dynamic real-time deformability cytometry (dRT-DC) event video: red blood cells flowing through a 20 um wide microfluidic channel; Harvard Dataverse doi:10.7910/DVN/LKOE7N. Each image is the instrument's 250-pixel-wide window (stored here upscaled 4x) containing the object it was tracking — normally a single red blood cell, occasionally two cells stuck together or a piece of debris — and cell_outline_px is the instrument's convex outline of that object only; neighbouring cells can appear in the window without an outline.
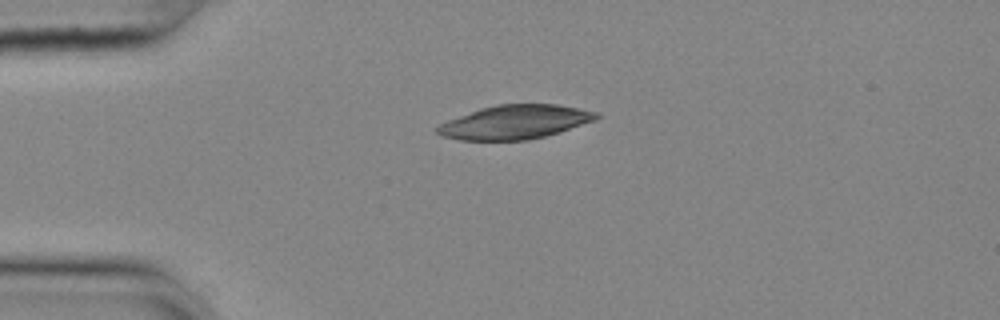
{"species": "common noctule bat (a hibernating species)", "species_latin": "Nyctalus noctula", "temperature_condition": "cold", "stored_images_in_passage": 43, "camera_frame_rate_fps": 3000, "um_per_image_px": 0.085, "animal": {"sex": "female", "body_mass_g": 25.1}, "frame": {"image": 1, "passage_image": 1, "time_ms": 0.0, "image_size_px": [1000, 320], "cell_outline_px": [[600, 116], [596, 120], [560, 132], [528, 140], [460, 140], [444, 136], [436, 132], [436, 128], [440, 124], [448, 120], [480, 108], [496, 104], [556, 104], [580, 108], [596, 112]], "centroid_in_image_um": [43.79, 10.37], "position_along_channel_um": 41.2, "area_um2": 31.33}}
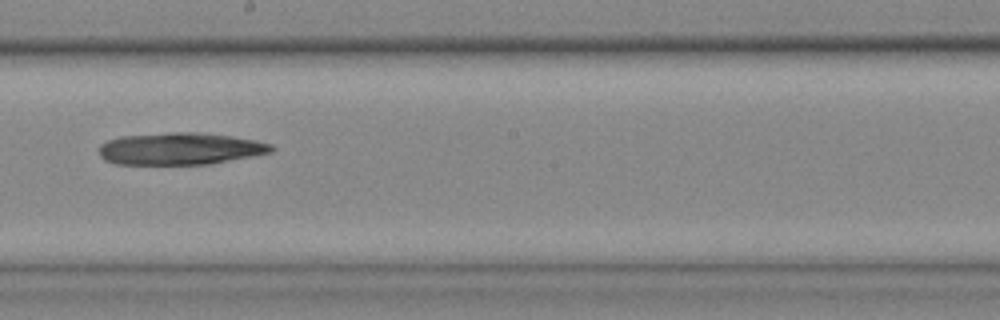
{"frame": {"image": 2, "passage_image": 19, "time_ms": 6.0, "image_size_px": [1000, 320], "cell_outline_px": [[276, 148], [272, 152], [252, 156], [208, 164], [116, 164], [104, 160], [100, 156], [100, 144], [108, 140], [120, 136], [172, 132], [200, 132], [232, 136], [256, 140], [272, 144]], "centroid_in_image_um": [15.32, 12.63], "position_along_channel_um": 232.9, "area_um2": 32.31}}
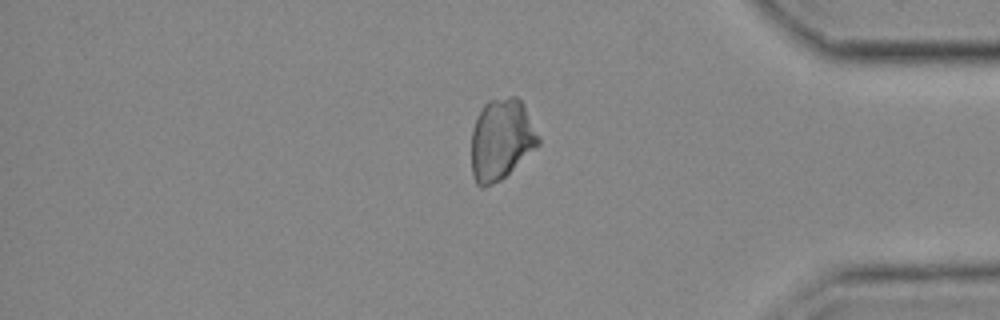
{"frame": {"image": 3, "passage_image": 34, "time_ms": 11.0, "image_size_px": [1000, 320], "cell_outline_px": [[540, 144], [536, 148], [500, 180], [484, 188], [480, 188], [476, 184], [472, 172], [472, 128], [476, 116], [484, 104], [488, 100], [508, 96], [516, 96], [524, 104], [540, 136]], "centroid_in_image_um": [42.61, 11.83], "position_along_channel_um": 392.6, "area_um2": 31.91}}